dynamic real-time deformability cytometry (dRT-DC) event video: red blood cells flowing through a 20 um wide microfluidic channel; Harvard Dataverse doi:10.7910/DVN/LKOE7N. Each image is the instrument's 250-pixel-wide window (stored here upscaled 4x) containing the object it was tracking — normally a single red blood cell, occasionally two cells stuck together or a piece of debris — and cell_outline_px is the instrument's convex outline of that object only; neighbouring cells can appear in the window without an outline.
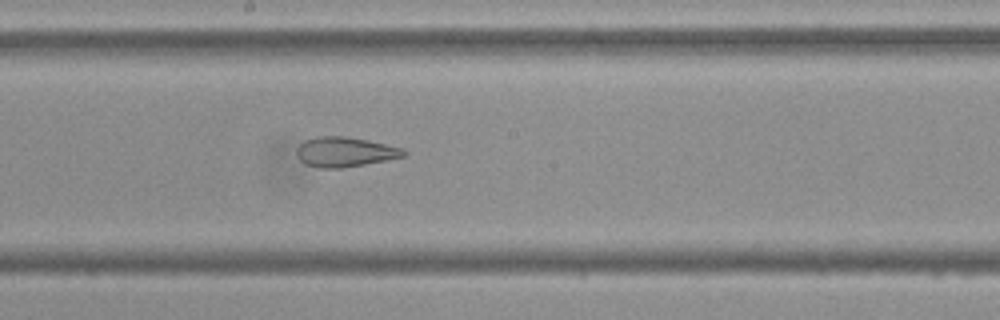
{"species": "Egyptian fruit bat (a non-hibernating species)", "species_latin": "Rousettus aegyptiacus", "temperature_condition": "cold", "stored_images_in_passage": 54, "camera_frame_rate_fps": 3000, "um_per_image_px": 0.085, "frame": {"image": 1, "passage_image": 29, "time_ms": 9.333, "image_size_px": [1000, 320], "cell_outline_px": [[408, 152], [404, 156], [364, 164], [340, 168], [320, 168], [308, 164], [300, 160], [296, 152], [296, 148], [304, 140], [316, 136], [344, 136], [368, 140], [404, 148]], "centroid_in_image_um": [29.31, 12.9], "position_along_channel_um": 218.9, "area_um2": 18.5}}
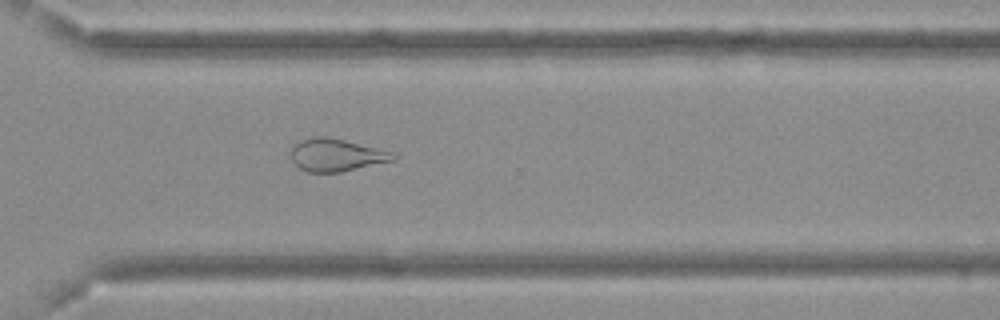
{"frame": {"image": 2, "passage_image": 39, "time_ms": 12.667, "image_size_px": [1000, 320], "cell_outline_px": [[400, 156], [396, 160], [340, 172], [308, 172], [300, 168], [292, 160], [292, 148], [300, 140], [316, 136], [324, 136], [344, 140], [392, 152]], "centroid_in_image_um": [28.62, 13.18], "position_along_channel_um": 342.0, "area_um2": 19.19}}
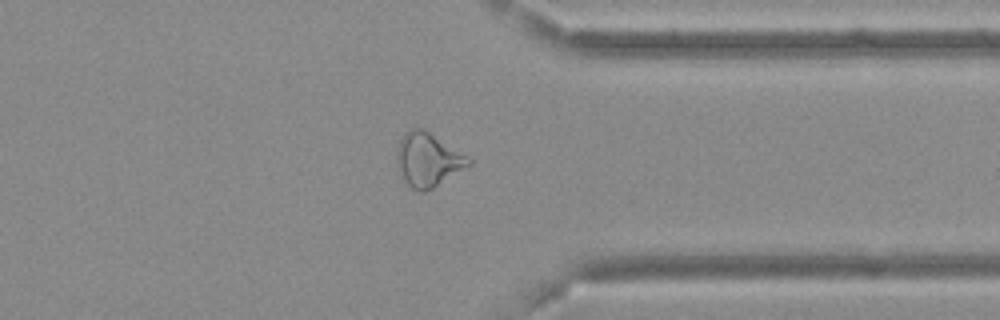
{"frame": {"image": 3, "passage_image": 42, "time_ms": 13.667, "image_size_px": [1000, 320], "cell_outline_px": [[472, 164], [432, 188], [424, 192], [420, 192], [412, 188], [404, 180], [396, 160], [396, 152], [400, 140], [404, 132], [412, 128], [424, 128], [472, 160]], "centroid_in_image_um": [36.35, 13.56], "position_along_channel_um": 375.0, "area_um2": 22.14}, "authors_computed_cell_mechanics": {"area_um2": 23.7847, "velocity_mm_per_s": 3.7043, "shape_relaxation_time_tau1_ms": null, "shape_relaxation_time_tau2_ms": 2.0374, "deformation_change_tau1": null, "deformation_change_tau2": 0.1014}}